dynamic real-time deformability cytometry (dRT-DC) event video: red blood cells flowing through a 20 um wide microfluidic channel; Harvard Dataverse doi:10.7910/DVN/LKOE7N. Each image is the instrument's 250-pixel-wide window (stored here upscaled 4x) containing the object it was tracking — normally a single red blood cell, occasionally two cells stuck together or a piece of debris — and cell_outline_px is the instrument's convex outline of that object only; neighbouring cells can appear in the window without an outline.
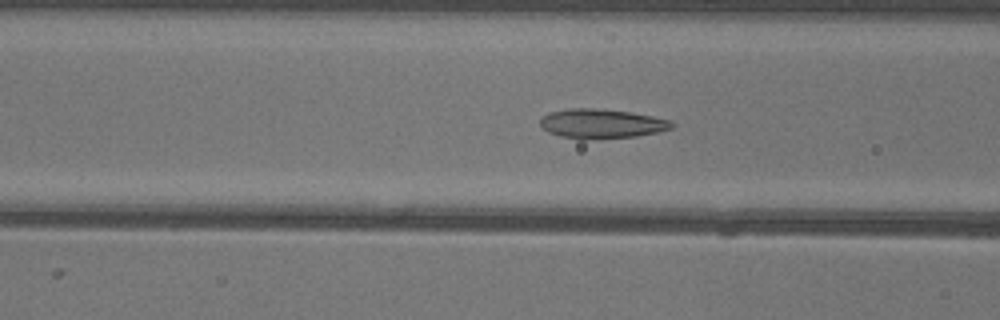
{"species": "common noctule bat (a hibernating species)", "species_latin": "Nyctalus noctula", "temperature_condition": "warm", "stored_images_in_passage": 50, "camera_frame_rate_fps": 3000, "um_per_image_px": 0.085, "animal": {"sex": "female"}, "frame": {"image": 1, "passage_image": 18, "time_ms": 5.667, "image_size_px": [1000, 320], "cell_outline_px": [[672, 128], [656, 132], [636, 136], [584, 140], [580, 140], [560, 136], [548, 132], [540, 124], [540, 120], [548, 112], [568, 108], [600, 108], [632, 112], [652, 116], [668, 120], [672, 124]], "centroid_in_image_um": [51.08, 10.51], "position_along_channel_um": 115.5, "area_um2": 22.6}}
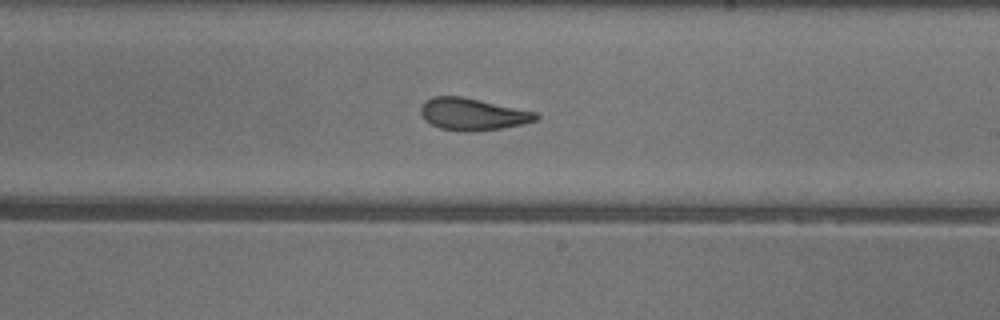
{"frame": {"image": 2, "passage_image": 28, "time_ms": 9.0, "image_size_px": [1000, 320], "cell_outline_px": [[540, 116], [536, 120], [524, 124], [500, 128], [468, 132], [464, 132], [440, 128], [424, 120], [420, 112], [420, 108], [432, 96], [460, 96], [480, 100], [536, 112]], "centroid_in_image_um": [40.17, 9.71], "position_along_channel_um": 248.8, "area_um2": 21.33}}
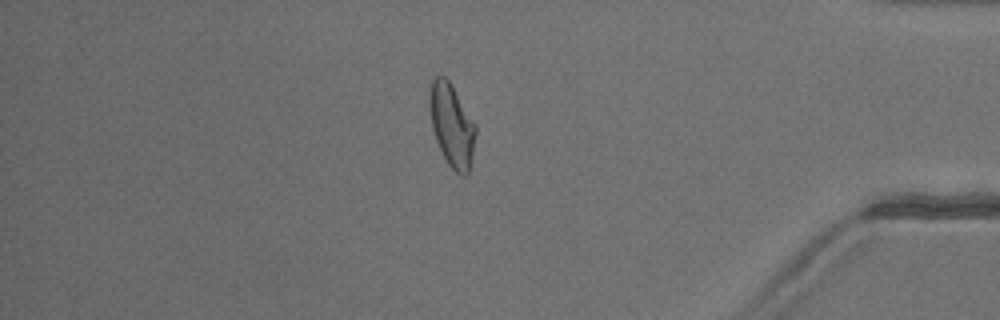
{"frame": {"image": 3, "passage_image": 42, "time_ms": 13.667, "image_size_px": [1000, 320], "cell_outline_px": [[476, 132], [472, 168], [468, 176], [460, 176], [448, 164], [436, 140], [432, 128], [428, 104], [428, 96], [432, 80], [436, 76], [444, 76], [448, 80], [476, 124]], "centroid_in_image_um": [38.42, 10.7], "position_along_channel_um": 396.8, "area_um2": 22.54}, "authors_computed_cell_mechanics": {"area_um2": 22.5131, "velocity_mm_per_s": 4.0025, "shape_relaxation_time_tau1_ms": null, "shape_relaxation_time_tau2_ms": 1.7061, "deformation_change_tau1": null, "deformation_change_tau2": 0.0848}}